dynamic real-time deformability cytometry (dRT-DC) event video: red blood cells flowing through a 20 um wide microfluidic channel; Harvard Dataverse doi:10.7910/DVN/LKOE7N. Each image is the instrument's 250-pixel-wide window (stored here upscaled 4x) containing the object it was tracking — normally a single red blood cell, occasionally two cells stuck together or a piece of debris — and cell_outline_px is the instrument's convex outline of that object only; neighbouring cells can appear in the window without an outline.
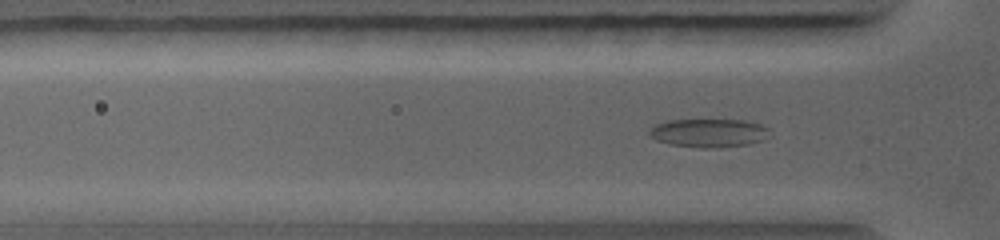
{"species": "common noctule bat (a hibernating species)", "species_latin": "Nyctalus noctula", "temperature_condition": "warm", "stored_images_in_passage": 55, "camera_frame_rate_fps": 5000, "um_per_image_px": 0.085, "animal": {"sex": "female", "body_mass_g": 19.0, "forearm_length_mm": 56.7}, "frame": {"image": 1, "passage_image": 16, "time_ms": 2.8, "image_size_px": [1000, 240], "cell_outline_px": [[772, 136], [748, 144], [704, 148], [700, 148], [672, 144], [656, 140], [648, 132], [656, 124], [668, 120], [740, 120], [760, 124], [768, 128]], "centroid_in_image_um": [60.27, 11.29], "position_along_channel_um": 65.5, "area_um2": 19.65}}
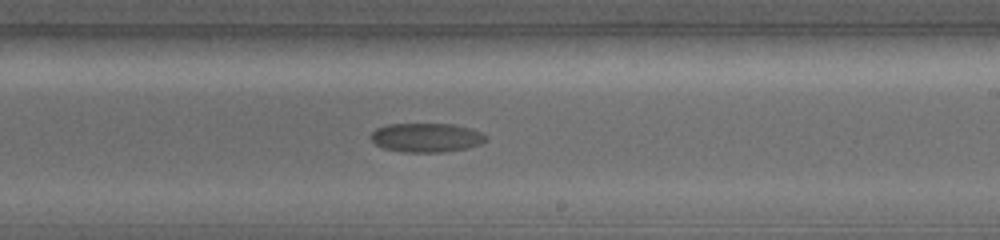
{"frame": {"image": 2, "passage_image": 38, "time_ms": 7.0, "image_size_px": [1000, 240], "cell_outline_px": [[488, 140], [480, 144], [468, 148], [444, 152], [404, 152], [384, 148], [376, 144], [372, 140], [372, 132], [376, 128], [388, 124], [452, 124], [468, 128], [480, 132], [488, 136]], "centroid_in_image_um": [36.27, 11.7], "position_along_channel_um": 252.7, "area_um2": 19.42}}
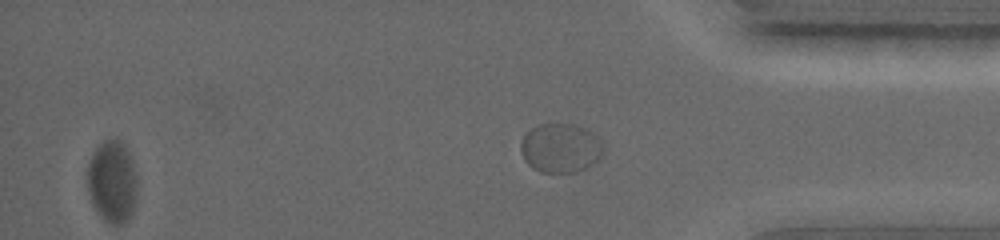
{"frame": {"image": 3, "passage_image": 55, "time_ms": 10.2, "image_size_px": [1000, 240], "cell_outline_px": [[604, 148], [600, 156], [588, 168], [576, 172], [540, 172], [532, 168], [524, 160], [520, 148], [520, 140], [536, 124], [576, 124], [592, 132], [600, 140]], "centroid_in_image_um": [47.63, 12.58], "position_along_channel_um": 387.6, "area_um2": 23.76}}